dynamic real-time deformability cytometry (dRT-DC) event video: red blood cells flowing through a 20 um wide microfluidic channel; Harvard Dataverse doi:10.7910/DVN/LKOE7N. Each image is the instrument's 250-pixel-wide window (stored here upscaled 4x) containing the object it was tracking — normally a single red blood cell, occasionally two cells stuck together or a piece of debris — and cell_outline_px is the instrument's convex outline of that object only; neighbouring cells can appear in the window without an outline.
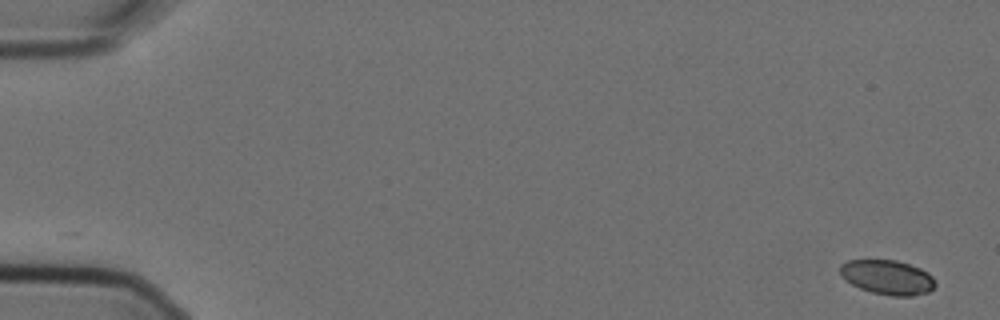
{"species": "Egyptian fruit bat (a non-hibernating species)", "species_latin": "Rousettus aegyptiacus", "temperature_condition": "cold", "stored_images_in_passage": 2, "camera_frame_rate_fps": 3000, "um_per_image_px": 0.085, "animal": {"sex": "female"}, "frame": {"image": 1, "passage_image": 2, "time_ms": 0.333, "image_size_px": [1000, 320], "cell_outline_px": [[936, 284], [928, 292], [912, 296], [892, 296], [872, 292], [860, 288], [844, 280], [840, 276], [840, 264], [848, 260], [896, 260], [920, 268], [928, 272], [932, 276]], "centroid_in_image_um": [75.41, 23.56], "position_along_channel_um": 9.6, "area_um2": 19.19}}